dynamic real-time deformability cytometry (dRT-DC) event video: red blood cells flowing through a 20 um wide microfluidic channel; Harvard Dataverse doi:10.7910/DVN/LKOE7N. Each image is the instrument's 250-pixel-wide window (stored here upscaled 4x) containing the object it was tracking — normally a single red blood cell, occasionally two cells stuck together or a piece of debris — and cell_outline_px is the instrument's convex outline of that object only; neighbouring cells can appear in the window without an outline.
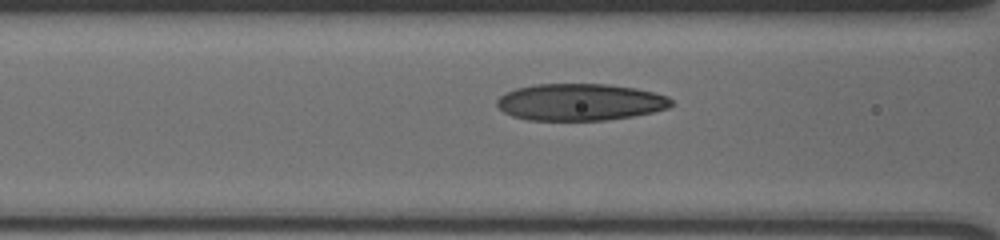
{"species": "human", "species_latin": "Homo sapiens", "temperature_condition": "cold", "stored_images_in_passage": 22, "camera_frame_rate_fps": 3000, "um_per_image_px": 0.085, "donor": {"sex": "male"}, "frame": {"image": 1, "passage_image": 16, "time_ms": 5.0, "image_size_px": [1000, 240], "cell_outline_px": [[672, 104], [668, 108], [652, 112], [632, 116], [604, 120], [528, 120], [512, 116], [504, 112], [496, 104], [496, 100], [500, 96], [516, 88], [536, 84], [608, 84], [636, 88], [668, 96], [672, 100]], "centroid_in_image_um": [49.3, 8.67], "position_along_channel_um": 117.3, "area_um2": 37.4}}
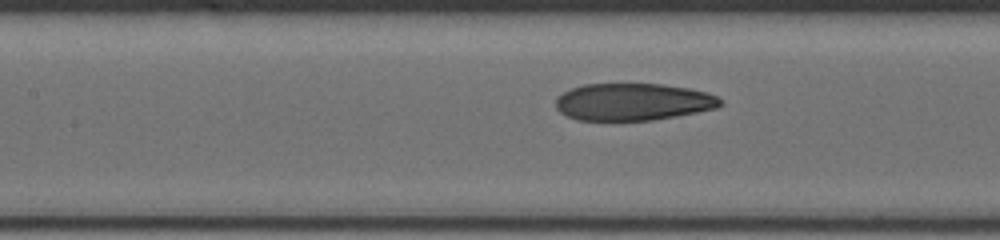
{"frame": {"image": 2, "passage_image": 19, "time_ms": 6.0, "image_size_px": [1000, 240], "cell_outline_px": [[724, 104], [716, 108], [676, 116], [652, 120], [576, 120], [560, 112], [556, 108], [556, 96], [572, 88], [584, 84], [664, 84], [688, 88], [708, 92], [724, 100]], "centroid_in_image_um": [53.82, 8.65], "position_along_channel_um": 153.6, "area_um2": 35.78}}